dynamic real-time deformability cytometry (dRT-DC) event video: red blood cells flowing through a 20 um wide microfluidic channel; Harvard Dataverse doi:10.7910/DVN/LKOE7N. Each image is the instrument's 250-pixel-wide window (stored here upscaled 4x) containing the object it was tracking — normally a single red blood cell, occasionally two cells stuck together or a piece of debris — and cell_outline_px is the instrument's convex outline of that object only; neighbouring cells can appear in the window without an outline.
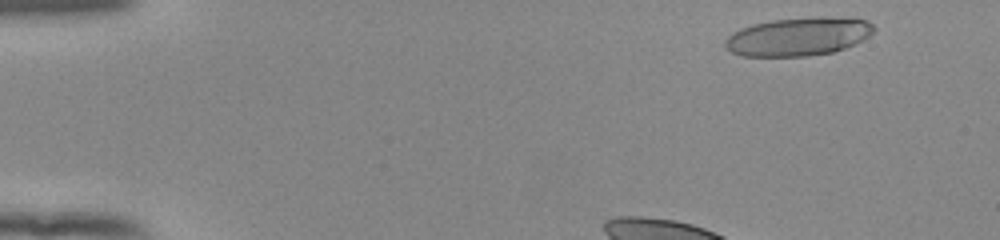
{"species": "human", "species_latin": "Homo sapiens", "temperature_condition": "room temperature", "stored_images_in_passage": 18, "camera_frame_rate_fps": 3000, "um_per_image_px": 0.085, "donor": {"sex": "female"}, "frame": {"image": 1, "passage_image": 5, "time_ms": 1.333, "image_size_px": [1000, 240], "cell_outline_px": [[876, 28], [864, 40], [856, 44], [832, 52], [808, 56], [740, 56], [732, 52], [724, 44], [724, 40], [732, 32], [740, 28], [752, 24], [772, 20], [820, 16], [868, 20]], "centroid_in_image_um": [67.85, 3.11], "position_along_channel_um": 17.2, "area_um2": 33.35}}